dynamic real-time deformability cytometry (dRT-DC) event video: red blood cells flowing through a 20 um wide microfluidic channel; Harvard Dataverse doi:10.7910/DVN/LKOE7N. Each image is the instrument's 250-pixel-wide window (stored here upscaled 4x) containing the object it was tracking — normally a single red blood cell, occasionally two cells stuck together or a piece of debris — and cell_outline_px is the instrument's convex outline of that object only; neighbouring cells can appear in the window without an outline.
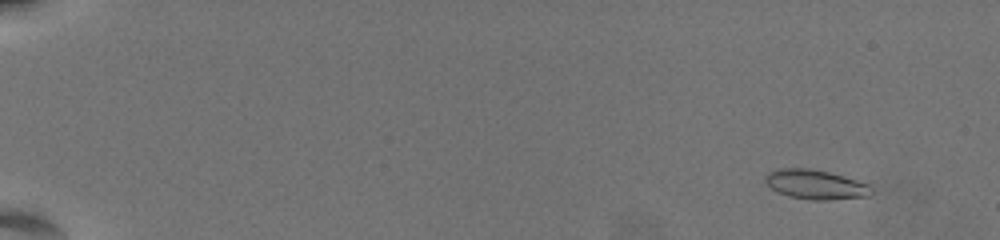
{"species": "common noctule bat (a hibernating species)", "species_latin": "Nyctalus noctula", "temperature_condition": "warm", "stored_images_in_passage": 63, "camera_frame_rate_fps": 3000, "um_per_image_px": 0.085, "animal": {"sex": "female", "body_mass_g": 19.5, "forearm_length_mm": 54.1}, "frame": {"image": 1, "passage_image": 6, "time_ms": 1.667, "image_size_px": [1000, 240], "cell_outline_px": [[872, 192], [868, 196], [828, 200], [812, 200], [788, 196], [772, 188], [764, 180], [764, 176], [768, 172], [780, 168], [808, 168], [828, 172], [844, 176], [868, 184], [872, 188]], "centroid_in_image_um": [69.32, 15.68], "position_along_channel_um": 15.7, "area_um2": 18.09}}
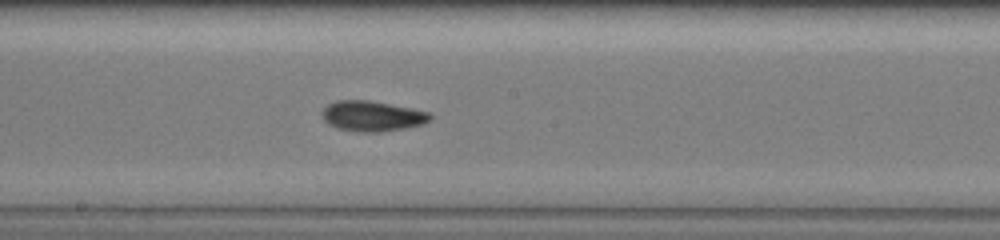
{"frame": {"image": 2, "passage_image": 38, "time_ms": 12.333, "image_size_px": [1000, 240], "cell_outline_px": [[432, 120], [424, 124], [404, 128], [380, 132], [356, 132], [336, 128], [328, 124], [324, 120], [324, 108], [328, 104], [336, 100], [368, 100], [412, 108], [428, 112], [432, 116]], "centroid_in_image_um": [31.66, 9.87], "position_along_channel_um": 216.5, "area_um2": 19.13}}
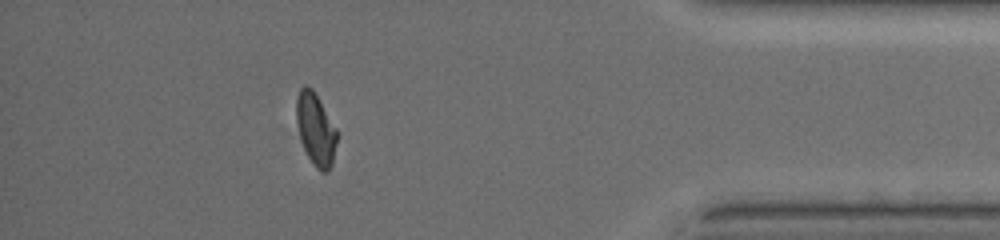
{"frame": {"image": 3, "passage_image": 57, "time_ms": 18.667, "image_size_px": [1000, 240], "cell_outline_px": [[336, 144], [332, 164], [328, 172], [320, 172], [316, 168], [308, 156], [304, 148], [300, 136], [296, 120], [296, 100], [300, 88], [304, 84], [312, 88], [336, 128]], "centroid_in_image_um": [26.82, 10.98], "position_along_channel_um": 408.4, "area_um2": 16.82}, "authors_computed_cell_mechanics": {"area_um2": 17.5712, "velocity_mm_per_s": 3.5538, "shape_relaxation_time_tau1_ms": 3.6842, "shape_relaxation_time_tau2_ms": 2.5948, "deformation_change_tau1": 0.1327, "deformation_change_tau2": 0.0805}}